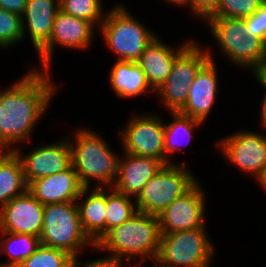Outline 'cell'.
<instances>
[{
  "label": "cell",
  "instance_id": "e0dca14e",
  "mask_svg": "<svg viewBox=\"0 0 266 267\" xmlns=\"http://www.w3.org/2000/svg\"><path fill=\"white\" fill-rule=\"evenodd\" d=\"M83 188L72 164L63 171L41 177L28 185V191L44 206L75 202Z\"/></svg>",
  "mask_w": 266,
  "mask_h": 267
},
{
  "label": "cell",
  "instance_id": "836d02e7",
  "mask_svg": "<svg viewBox=\"0 0 266 267\" xmlns=\"http://www.w3.org/2000/svg\"><path fill=\"white\" fill-rule=\"evenodd\" d=\"M28 0H0V8L23 15Z\"/></svg>",
  "mask_w": 266,
  "mask_h": 267
},
{
  "label": "cell",
  "instance_id": "8fae6325",
  "mask_svg": "<svg viewBox=\"0 0 266 267\" xmlns=\"http://www.w3.org/2000/svg\"><path fill=\"white\" fill-rule=\"evenodd\" d=\"M228 163L259 181L266 170V134L241 130L222 138L217 145Z\"/></svg>",
  "mask_w": 266,
  "mask_h": 267
},
{
  "label": "cell",
  "instance_id": "ffe728a7",
  "mask_svg": "<svg viewBox=\"0 0 266 267\" xmlns=\"http://www.w3.org/2000/svg\"><path fill=\"white\" fill-rule=\"evenodd\" d=\"M60 10L59 0H28L22 15V29L26 30L36 52L50 39L53 23Z\"/></svg>",
  "mask_w": 266,
  "mask_h": 267
},
{
  "label": "cell",
  "instance_id": "f35d334b",
  "mask_svg": "<svg viewBox=\"0 0 266 267\" xmlns=\"http://www.w3.org/2000/svg\"><path fill=\"white\" fill-rule=\"evenodd\" d=\"M153 264H154L155 267H158V266H159V267H162V266L158 265V264L155 263V262H154Z\"/></svg>",
  "mask_w": 266,
  "mask_h": 267
},
{
  "label": "cell",
  "instance_id": "603a6c76",
  "mask_svg": "<svg viewBox=\"0 0 266 267\" xmlns=\"http://www.w3.org/2000/svg\"><path fill=\"white\" fill-rule=\"evenodd\" d=\"M27 190L20 159L13 151H0V208Z\"/></svg>",
  "mask_w": 266,
  "mask_h": 267
},
{
  "label": "cell",
  "instance_id": "4dcf8cb0",
  "mask_svg": "<svg viewBox=\"0 0 266 267\" xmlns=\"http://www.w3.org/2000/svg\"><path fill=\"white\" fill-rule=\"evenodd\" d=\"M243 19L247 26V35L257 36L266 44V0L255 13Z\"/></svg>",
  "mask_w": 266,
  "mask_h": 267
},
{
  "label": "cell",
  "instance_id": "3957f363",
  "mask_svg": "<svg viewBox=\"0 0 266 267\" xmlns=\"http://www.w3.org/2000/svg\"><path fill=\"white\" fill-rule=\"evenodd\" d=\"M74 135V141L69 134L67 137L70 141L72 165L81 185L90 188V182L96 180V186L93 187H113L118 176L119 155L93 130L76 128Z\"/></svg>",
  "mask_w": 266,
  "mask_h": 267
},
{
  "label": "cell",
  "instance_id": "7c38bea8",
  "mask_svg": "<svg viewBox=\"0 0 266 267\" xmlns=\"http://www.w3.org/2000/svg\"><path fill=\"white\" fill-rule=\"evenodd\" d=\"M95 25L85 19L74 17L59 10L55 16L50 39L36 52L40 62L35 70H50L56 45L71 49H89L95 40Z\"/></svg>",
  "mask_w": 266,
  "mask_h": 267
},
{
  "label": "cell",
  "instance_id": "30bf717a",
  "mask_svg": "<svg viewBox=\"0 0 266 267\" xmlns=\"http://www.w3.org/2000/svg\"><path fill=\"white\" fill-rule=\"evenodd\" d=\"M119 131L125 153L160 160L165 165L164 121L157 114H137Z\"/></svg>",
  "mask_w": 266,
  "mask_h": 267
},
{
  "label": "cell",
  "instance_id": "6da1fadb",
  "mask_svg": "<svg viewBox=\"0 0 266 267\" xmlns=\"http://www.w3.org/2000/svg\"><path fill=\"white\" fill-rule=\"evenodd\" d=\"M50 72L31 69L2 93L0 151H13L19 145L17 143L31 140L37 122L45 114L57 91Z\"/></svg>",
  "mask_w": 266,
  "mask_h": 267
},
{
  "label": "cell",
  "instance_id": "74e56055",
  "mask_svg": "<svg viewBox=\"0 0 266 267\" xmlns=\"http://www.w3.org/2000/svg\"><path fill=\"white\" fill-rule=\"evenodd\" d=\"M185 0H166V2L176 5L177 7H180V5L184 2Z\"/></svg>",
  "mask_w": 266,
  "mask_h": 267
},
{
  "label": "cell",
  "instance_id": "ba28073f",
  "mask_svg": "<svg viewBox=\"0 0 266 267\" xmlns=\"http://www.w3.org/2000/svg\"><path fill=\"white\" fill-rule=\"evenodd\" d=\"M190 171L185 162L164 165L135 198L137 211L155 216L160 214L198 182Z\"/></svg>",
  "mask_w": 266,
  "mask_h": 267
},
{
  "label": "cell",
  "instance_id": "d4e9b609",
  "mask_svg": "<svg viewBox=\"0 0 266 267\" xmlns=\"http://www.w3.org/2000/svg\"><path fill=\"white\" fill-rule=\"evenodd\" d=\"M0 253L7 254L9 259L0 263V267H17L27 259L41 244L40 238L21 233L0 232Z\"/></svg>",
  "mask_w": 266,
  "mask_h": 267
},
{
  "label": "cell",
  "instance_id": "d590c367",
  "mask_svg": "<svg viewBox=\"0 0 266 267\" xmlns=\"http://www.w3.org/2000/svg\"><path fill=\"white\" fill-rule=\"evenodd\" d=\"M261 108H260V121H261V125L262 127H264L266 129V91L263 97V100L261 101Z\"/></svg>",
  "mask_w": 266,
  "mask_h": 267
},
{
  "label": "cell",
  "instance_id": "9c48e42d",
  "mask_svg": "<svg viewBox=\"0 0 266 267\" xmlns=\"http://www.w3.org/2000/svg\"><path fill=\"white\" fill-rule=\"evenodd\" d=\"M192 41L175 57L171 73L155 91L167 111L179 112L186 104L188 91L199 70L210 60L207 49Z\"/></svg>",
  "mask_w": 266,
  "mask_h": 267
},
{
  "label": "cell",
  "instance_id": "f546056e",
  "mask_svg": "<svg viewBox=\"0 0 266 267\" xmlns=\"http://www.w3.org/2000/svg\"><path fill=\"white\" fill-rule=\"evenodd\" d=\"M23 37L22 16L0 8V48H10Z\"/></svg>",
  "mask_w": 266,
  "mask_h": 267
},
{
  "label": "cell",
  "instance_id": "8d00e7d4",
  "mask_svg": "<svg viewBox=\"0 0 266 267\" xmlns=\"http://www.w3.org/2000/svg\"><path fill=\"white\" fill-rule=\"evenodd\" d=\"M258 185H260L262 187V189L264 191H266V170H265L264 175L262 176V178L258 181Z\"/></svg>",
  "mask_w": 266,
  "mask_h": 267
},
{
  "label": "cell",
  "instance_id": "e575fe53",
  "mask_svg": "<svg viewBox=\"0 0 266 267\" xmlns=\"http://www.w3.org/2000/svg\"><path fill=\"white\" fill-rule=\"evenodd\" d=\"M252 73L257 79L258 83L266 91V57Z\"/></svg>",
  "mask_w": 266,
  "mask_h": 267
},
{
  "label": "cell",
  "instance_id": "1f68e13d",
  "mask_svg": "<svg viewBox=\"0 0 266 267\" xmlns=\"http://www.w3.org/2000/svg\"><path fill=\"white\" fill-rule=\"evenodd\" d=\"M218 2L219 0H185L180 6H189L191 15L194 14L195 18L199 16L203 20L215 9Z\"/></svg>",
  "mask_w": 266,
  "mask_h": 267
},
{
  "label": "cell",
  "instance_id": "5b68a950",
  "mask_svg": "<svg viewBox=\"0 0 266 267\" xmlns=\"http://www.w3.org/2000/svg\"><path fill=\"white\" fill-rule=\"evenodd\" d=\"M131 14L122 4L115 5L106 12L99 27L105 43L118 55L119 61L136 62L145 48L157 37V34H153Z\"/></svg>",
  "mask_w": 266,
  "mask_h": 267
},
{
  "label": "cell",
  "instance_id": "2e32d148",
  "mask_svg": "<svg viewBox=\"0 0 266 267\" xmlns=\"http://www.w3.org/2000/svg\"><path fill=\"white\" fill-rule=\"evenodd\" d=\"M208 50L210 60L199 70L189 89L185 106L179 111L182 114L204 122L216 101L218 91V72L214 55Z\"/></svg>",
  "mask_w": 266,
  "mask_h": 267
},
{
  "label": "cell",
  "instance_id": "7a4b0ae2",
  "mask_svg": "<svg viewBox=\"0 0 266 267\" xmlns=\"http://www.w3.org/2000/svg\"><path fill=\"white\" fill-rule=\"evenodd\" d=\"M161 236L157 216L137 211L129 220L111 229L96 248L102 252L109 251V257L126 260L129 267L134 257L140 258L136 265L141 267L147 259L155 261Z\"/></svg>",
  "mask_w": 266,
  "mask_h": 267
},
{
  "label": "cell",
  "instance_id": "ac0fdd59",
  "mask_svg": "<svg viewBox=\"0 0 266 267\" xmlns=\"http://www.w3.org/2000/svg\"><path fill=\"white\" fill-rule=\"evenodd\" d=\"M123 155L124 157L119 156L118 176L113 188L119 193L134 197L135 200L147 181L164 164L160 160L152 157L131 155L125 152Z\"/></svg>",
  "mask_w": 266,
  "mask_h": 267
},
{
  "label": "cell",
  "instance_id": "9a60e30c",
  "mask_svg": "<svg viewBox=\"0 0 266 267\" xmlns=\"http://www.w3.org/2000/svg\"><path fill=\"white\" fill-rule=\"evenodd\" d=\"M44 205L27 190L0 208V232L40 237Z\"/></svg>",
  "mask_w": 266,
  "mask_h": 267
},
{
  "label": "cell",
  "instance_id": "4fadbf2b",
  "mask_svg": "<svg viewBox=\"0 0 266 267\" xmlns=\"http://www.w3.org/2000/svg\"><path fill=\"white\" fill-rule=\"evenodd\" d=\"M197 182L183 196L175 199L157 215L161 233L193 230L206 227L205 194Z\"/></svg>",
  "mask_w": 266,
  "mask_h": 267
},
{
  "label": "cell",
  "instance_id": "277c9868",
  "mask_svg": "<svg viewBox=\"0 0 266 267\" xmlns=\"http://www.w3.org/2000/svg\"><path fill=\"white\" fill-rule=\"evenodd\" d=\"M39 238L42 245L66 251L74 258L88 246L96 247L83 230L77 201L45 205Z\"/></svg>",
  "mask_w": 266,
  "mask_h": 267
},
{
  "label": "cell",
  "instance_id": "52a82bcc",
  "mask_svg": "<svg viewBox=\"0 0 266 267\" xmlns=\"http://www.w3.org/2000/svg\"><path fill=\"white\" fill-rule=\"evenodd\" d=\"M205 228L162 233L154 262L162 267H210L215 247Z\"/></svg>",
  "mask_w": 266,
  "mask_h": 267
},
{
  "label": "cell",
  "instance_id": "44dd1931",
  "mask_svg": "<svg viewBox=\"0 0 266 267\" xmlns=\"http://www.w3.org/2000/svg\"><path fill=\"white\" fill-rule=\"evenodd\" d=\"M89 190L82 189L77 201H84L77 202V206L84 232L97 244L106 235V188L92 187L91 192Z\"/></svg>",
  "mask_w": 266,
  "mask_h": 267
},
{
  "label": "cell",
  "instance_id": "cb8c5ba5",
  "mask_svg": "<svg viewBox=\"0 0 266 267\" xmlns=\"http://www.w3.org/2000/svg\"><path fill=\"white\" fill-rule=\"evenodd\" d=\"M170 113L173 119L172 123H167V125L164 123L165 165L175 164V162L171 161L172 159H169L171 158L170 154H174L182 149L180 141H183V139L188 140L189 143L196 128L204 124V122L182 114L181 112Z\"/></svg>",
  "mask_w": 266,
  "mask_h": 267
},
{
  "label": "cell",
  "instance_id": "484cf974",
  "mask_svg": "<svg viewBox=\"0 0 266 267\" xmlns=\"http://www.w3.org/2000/svg\"><path fill=\"white\" fill-rule=\"evenodd\" d=\"M133 198L117 192L113 187L106 188V234L129 220L137 212Z\"/></svg>",
  "mask_w": 266,
  "mask_h": 267
},
{
  "label": "cell",
  "instance_id": "4316f807",
  "mask_svg": "<svg viewBox=\"0 0 266 267\" xmlns=\"http://www.w3.org/2000/svg\"><path fill=\"white\" fill-rule=\"evenodd\" d=\"M74 257L66 251L40 244L17 267H71Z\"/></svg>",
  "mask_w": 266,
  "mask_h": 267
},
{
  "label": "cell",
  "instance_id": "83f0119b",
  "mask_svg": "<svg viewBox=\"0 0 266 267\" xmlns=\"http://www.w3.org/2000/svg\"><path fill=\"white\" fill-rule=\"evenodd\" d=\"M102 6V0H59V7L63 13L85 19L97 28L105 18Z\"/></svg>",
  "mask_w": 266,
  "mask_h": 267
},
{
  "label": "cell",
  "instance_id": "d6986e66",
  "mask_svg": "<svg viewBox=\"0 0 266 267\" xmlns=\"http://www.w3.org/2000/svg\"><path fill=\"white\" fill-rule=\"evenodd\" d=\"M184 40L176 49L171 48L159 37L145 48L136 63L140 66L146 79L154 91H157L168 78L175 57L191 42ZM166 44V45H165Z\"/></svg>",
  "mask_w": 266,
  "mask_h": 267
},
{
  "label": "cell",
  "instance_id": "f1b7e54d",
  "mask_svg": "<svg viewBox=\"0 0 266 267\" xmlns=\"http://www.w3.org/2000/svg\"><path fill=\"white\" fill-rule=\"evenodd\" d=\"M265 0H219L206 18H245L255 13Z\"/></svg>",
  "mask_w": 266,
  "mask_h": 267
},
{
  "label": "cell",
  "instance_id": "d6a6232c",
  "mask_svg": "<svg viewBox=\"0 0 266 267\" xmlns=\"http://www.w3.org/2000/svg\"><path fill=\"white\" fill-rule=\"evenodd\" d=\"M83 262V265H82ZM79 261V257L74 258L71 267H123L124 261H120L114 257H103L91 261Z\"/></svg>",
  "mask_w": 266,
  "mask_h": 267
},
{
  "label": "cell",
  "instance_id": "7402d4cb",
  "mask_svg": "<svg viewBox=\"0 0 266 267\" xmlns=\"http://www.w3.org/2000/svg\"><path fill=\"white\" fill-rule=\"evenodd\" d=\"M109 84L119 98H135L148 91H155L149 85L140 66L134 61H117L109 73Z\"/></svg>",
  "mask_w": 266,
  "mask_h": 267
},
{
  "label": "cell",
  "instance_id": "5bb4252c",
  "mask_svg": "<svg viewBox=\"0 0 266 267\" xmlns=\"http://www.w3.org/2000/svg\"><path fill=\"white\" fill-rule=\"evenodd\" d=\"M64 138L36 147L25 155L19 146L13 149L21 161L27 185L41 177L63 171L72 164L70 141L68 137Z\"/></svg>",
  "mask_w": 266,
  "mask_h": 267
},
{
  "label": "cell",
  "instance_id": "8992f818",
  "mask_svg": "<svg viewBox=\"0 0 266 267\" xmlns=\"http://www.w3.org/2000/svg\"><path fill=\"white\" fill-rule=\"evenodd\" d=\"M204 22L217 41L219 51L236 66L253 72L266 57V44L257 36L247 35L244 19L205 18Z\"/></svg>",
  "mask_w": 266,
  "mask_h": 267
}]
</instances>
